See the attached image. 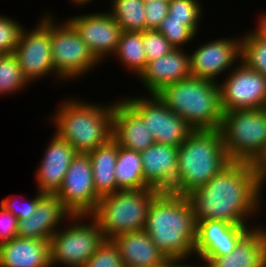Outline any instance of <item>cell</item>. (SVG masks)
Listing matches in <instances>:
<instances>
[{
	"label": "cell",
	"instance_id": "cell-1",
	"mask_svg": "<svg viewBox=\"0 0 266 267\" xmlns=\"http://www.w3.org/2000/svg\"><path fill=\"white\" fill-rule=\"evenodd\" d=\"M196 222L248 224L261 209L260 177L251 162L231 161L205 185L186 196Z\"/></svg>",
	"mask_w": 266,
	"mask_h": 267
},
{
	"label": "cell",
	"instance_id": "cell-2",
	"mask_svg": "<svg viewBox=\"0 0 266 267\" xmlns=\"http://www.w3.org/2000/svg\"><path fill=\"white\" fill-rule=\"evenodd\" d=\"M196 228L197 222L188 198L161 192L152 201L144 231L166 259L188 262L190 257L195 259Z\"/></svg>",
	"mask_w": 266,
	"mask_h": 267
},
{
	"label": "cell",
	"instance_id": "cell-3",
	"mask_svg": "<svg viewBox=\"0 0 266 267\" xmlns=\"http://www.w3.org/2000/svg\"><path fill=\"white\" fill-rule=\"evenodd\" d=\"M63 101L50 120L55 133L77 153H88L112 138L114 102Z\"/></svg>",
	"mask_w": 266,
	"mask_h": 267
},
{
	"label": "cell",
	"instance_id": "cell-4",
	"mask_svg": "<svg viewBox=\"0 0 266 267\" xmlns=\"http://www.w3.org/2000/svg\"><path fill=\"white\" fill-rule=\"evenodd\" d=\"M230 162L219 129L193 130L178 147L176 182L171 193L187 196Z\"/></svg>",
	"mask_w": 266,
	"mask_h": 267
},
{
	"label": "cell",
	"instance_id": "cell-5",
	"mask_svg": "<svg viewBox=\"0 0 266 267\" xmlns=\"http://www.w3.org/2000/svg\"><path fill=\"white\" fill-rule=\"evenodd\" d=\"M157 96L193 130H213L221 126L220 88L212 80L190 76L166 86Z\"/></svg>",
	"mask_w": 266,
	"mask_h": 267
},
{
	"label": "cell",
	"instance_id": "cell-6",
	"mask_svg": "<svg viewBox=\"0 0 266 267\" xmlns=\"http://www.w3.org/2000/svg\"><path fill=\"white\" fill-rule=\"evenodd\" d=\"M160 193L153 188L119 190L101 197L91 216L98 222L104 239L144 230L152 201Z\"/></svg>",
	"mask_w": 266,
	"mask_h": 267
},
{
	"label": "cell",
	"instance_id": "cell-7",
	"mask_svg": "<svg viewBox=\"0 0 266 267\" xmlns=\"http://www.w3.org/2000/svg\"><path fill=\"white\" fill-rule=\"evenodd\" d=\"M69 221L49 240L51 267H83L104 241L99 224L91 215H73Z\"/></svg>",
	"mask_w": 266,
	"mask_h": 267
},
{
	"label": "cell",
	"instance_id": "cell-8",
	"mask_svg": "<svg viewBox=\"0 0 266 267\" xmlns=\"http://www.w3.org/2000/svg\"><path fill=\"white\" fill-rule=\"evenodd\" d=\"M219 130L231 161L252 162L266 144V109L224 112Z\"/></svg>",
	"mask_w": 266,
	"mask_h": 267
},
{
	"label": "cell",
	"instance_id": "cell-9",
	"mask_svg": "<svg viewBox=\"0 0 266 267\" xmlns=\"http://www.w3.org/2000/svg\"><path fill=\"white\" fill-rule=\"evenodd\" d=\"M55 20L53 14H49L55 79H59V82L79 79V77L87 75L92 69L94 70L96 66H100L101 62L79 37L73 26L67 20L61 24Z\"/></svg>",
	"mask_w": 266,
	"mask_h": 267
},
{
	"label": "cell",
	"instance_id": "cell-10",
	"mask_svg": "<svg viewBox=\"0 0 266 267\" xmlns=\"http://www.w3.org/2000/svg\"><path fill=\"white\" fill-rule=\"evenodd\" d=\"M131 96L122 99L143 119L156 143L179 147L193 131L157 94Z\"/></svg>",
	"mask_w": 266,
	"mask_h": 267
},
{
	"label": "cell",
	"instance_id": "cell-11",
	"mask_svg": "<svg viewBox=\"0 0 266 267\" xmlns=\"http://www.w3.org/2000/svg\"><path fill=\"white\" fill-rule=\"evenodd\" d=\"M45 14V16H44ZM33 29L23 28L14 55L28 83L50 76L55 78L51 53L49 13H44ZM48 75V76H47Z\"/></svg>",
	"mask_w": 266,
	"mask_h": 267
},
{
	"label": "cell",
	"instance_id": "cell-12",
	"mask_svg": "<svg viewBox=\"0 0 266 267\" xmlns=\"http://www.w3.org/2000/svg\"><path fill=\"white\" fill-rule=\"evenodd\" d=\"M218 82L223 113L231 110L265 108L266 76L242 61Z\"/></svg>",
	"mask_w": 266,
	"mask_h": 267
},
{
	"label": "cell",
	"instance_id": "cell-13",
	"mask_svg": "<svg viewBox=\"0 0 266 267\" xmlns=\"http://www.w3.org/2000/svg\"><path fill=\"white\" fill-rule=\"evenodd\" d=\"M72 215H92L100 197L95 192L93 169L88 153L72 159L61 188L55 194Z\"/></svg>",
	"mask_w": 266,
	"mask_h": 267
},
{
	"label": "cell",
	"instance_id": "cell-14",
	"mask_svg": "<svg viewBox=\"0 0 266 267\" xmlns=\"http://www.w3.org/2000/svg\"><path fill=\"white\" fill-rule=\"evenodd\" d=\"M229 37L210 39L192 51L190 54L192 76L218 83L221 73L226 75L225 72L229 73L230 69L241 61V35L238 38Z\"/></svg>",
	"mask_w": 266,
	"mask_h": 267
},
{
	"label": "cell",
	"instance_id": "cell-15",
	"mask_svg": "<svg viewBox=\"0 0 266 267\" xmlns=\"http://www.w3.org/2000/svg\"><path fill=\"white\" fill-rule=\"evenodd\" d=\"M72 16L67 21L73 26L95 57L100 62L105 61L104 59L109 56L113 57L118 48L122 29L111 14L108 11H101Z\"/></svg>",
	"mask_w": 266,
	"mask_h": 267
},
{
	"label": "cell",
	"instance_id": "cell-16",
	"mask_svg": "<svg viewBox=\"0 0 266 267\" xmlns=\"http://www.w3.org/2000/svg\"><path fill=\"white\" fill-rule=\"evenodd\" d=\"M255 224H230L217 220L197 222L195 256H225Z\"/></svg>",
	"mask_w": 266,
	"mask_h": 267
},
{
	"label": "cell",
	"instance_id": "cell-17",
	"mask_svg": "<svg viewBox=\"0 0 266 267\" xmlns=\"http://www.w3.org/2000/svg\"><path fill=\"white\" fill-rule=\"evenodd\" d=\"M192 76L190 53L173 48L168 54L147 63L136 77L147 94H157L166 86Z\"/></svg>",
	"mask_w": 266,
	"mask_h": 267
},
{
	"label": "cell",
	"instance_id": "cell-18",
	"mask_svg": "<svg viewBox=\"0 0 266 267\" xmlns=\"http://www.w3.org/2000/svg\"><path fill=\"white\" fill-rule=\"evenodd\" d=\"M52 136L35 172L37 190L44 194L58 192L72 159L77 154L72 146L56 133Z\"/></svg>",
	"mask_w": 266,
	"mask_h": 267
},
{
	"label": "cell",
	"instance_id": "cell-19",
	"mask_svg": "<svg viewBox=\"0 0 266 267\" xmlns=\"http://www.w3.org/2000/svg\"><path fill=\"white\" fill-rule=\"evenodd\" d=\"M72 216L55 194H45L31 216L18 220L17 237L49 241Z\"/></svg>",
	"mask_w": 266,
	"mask_h": 267
},
{
	"label": "cell",
	"instance_id": "cell-20",
	"mask_svg": "<svg viewBox=\"0 0 266 267\" xmlns=\"http://www.w3.org/2000/svg\"><path fill=\"white\" fill-rule=\"evenodd\" d=\"M261 225L252 227L228 255L198 256L197 259L201 260L200 265L203 263L198 267H264L266 227L263 228Z\"/></svg>",
	"mask_w": 266,
	"mask_h": 267
},
{
	"label": "cell",
	"instance_id": "cell-21",
	"mask_svg": "<svg viewBox=\"0 0 266 267\" xmlns=\"http://www.w3.org/2000/svg\"><path fill=\"white\" fill-rule=\"evenodd\" d=\"M140 154L144 181L153 189L171 192L176 182L178 147L155 142Z\"/></svg>",
	"mask_w": 266,
	"mask_h": 267
},
{
	"label": "cell",
	"instance_id": "cell-22",
	"mask_svg": "<svg viewBox=\"0 0 266 267\" xmlns=\"http://www.w3.org/2000/svg\"><path fill=\"white\" fill-rule=\"evenodd\" d=\"M112 138L119 146L138 152L155 143L143 119L123 99L114 101Z\"/></svg>",
	"mask_w": 266,
	"mask_h": 267
},
{
	"label": "cell",
	"instance_id": "cell-23",
	"mask_svg": "<svg viewBox=\"0 0 266 267\" xmlns=\"http://www.w3.org/2000/svg\"><path fill=\"white\" fill-rule=\"evenodd\" d=\"M0 267H51L49 241L15 237L1 244Z\"/></svg>",
	"mask_w": 266,
	"mask_h": 267
},
{
	"label": "cell",
	"instance_id": "cell-24",
	"mask_svg": "<svg viewBox=\"0 0 266 267\" xmlns=\"http://www.w3.org/2000/svg\"><path fill=\"white\" fill-rule=\"evenodd\" d=\"M111 240L125 267H153L166 260L144 230L117 235Z\"/></svg>",
	"mask_w": 266,
	"mask_h": 267
},
{
	"label": "cell",
	"instance_id": "cell-25",
	"mask_svg": "<svg viewBox=\"0 0 266 267\" xmlns=\"http://www.w3.org/2000/svg\"><path fill=\"white\" fill-rule=\"evenodd\" d=\"M93 169V182L96 194L101 198L117 191L115 166L118 156V143L111 138L107 143L88 152Z\"/></svg>",
	"mask_w": 266,
	"mask_h": 267
},
{
	"label": "cell",
	"instance_id": "cell-26",
	"mask_svg": "<svg viewBox=\"0 0 266 267\" xmlns=\"http://www.w3.org/2000/svg\"><path fill=\"white\" fill-rule=\"evenodd\" d=\"M114 173L117 191L151 188L144 181L140 152L119 146V144Z\"/></svg>",
	"mask_w": 266,
	"mask_h": 267
},
{
	"label": "cell",
	"instance_id": "cell-27",
	"mask_svg": "<svg viewBox=\"0 0 266 267\" xmlns=\"http://www.w3.org/2000/svg\"><path fill=\"white\" fill-rule=\"evenodd\" d=\"M114 56L125 69L138 77L147 65L142 32L122 31Z\"/></svg>",
	"mask_w": 266,
	"mask_h": 267
},
{
	"label": "cell",
	"instance_id": "cell-28",
	"mask_svg": "<svg viewBox=\"0 0 266 267\" xmlns=\"http://www.w3.org/2000/svg\"><path fill=\"white\" fill-rule=\"evenodd\" d=\"M240 58L247 67L266 76V31L258 23L241 36Z\"/></svg>",
	"mask_w": 266,
	"mask_h": 267
},
{
	"label": "cell",
	"instance_id": "cell-29",
	"mask_svg": "<svg viewBox=\"0 0 266 267\" xmlns=\"http://www.w3.org/2000/svg\"><path fill=\"white\" fill-rule=\"evenodd\" d=\"M145 2L143 0H111L108 12L121 26L122 31L146 30Z\"/></svg>",
	"mask_w": 266,
	"mask_h": 267
},
{
	"label": "cell",
	"instance_id": "cell-30",
	"mask_svg": "<svg viewBox=\"0 0 266 267\" xmlns=\"http://www.w3.org/2000/svg\"><path fill=\"white\" fill-rule=\"evenodd\" d=\"M30 84L24 78L14 54L0 55V95L15 94Z\"/></svg>",
	"mask_w": 266,
	"mask_h": 267
},
{
	"label": "cell",
	"instance_id": "cell-31",
	"mask_svg": "<svg viewBox=\"0 0 266 267\" xmlns=\"http://www.w3.org/2000/svg\"><path fill=\"white\" fill-rule=\"evenodd\" d=\"M200 0H169L170 20L185 21V25L197 35L203 14Z\"/></svg>",
	"mask_w": 266,
	"mask_h": 267
},
{
	"label": "cell",
	"instance_id": "cell-32",
	"mask_svg": "<svg viewBox=\"0 0 266 267\" xmlns=\"http://www.w3.org/2000/svg\"><path fill=\"white\" fill-rule=\"evenodd\" d=\"M157 31L162 33L176 49H183L186 43L196 39V35L185 25V21L170 20L169 15L162 21Z\"/></svg>",
	"mask_w": 266,
	"mask_h": 267
},
{
	"label": "cell",
	"instance_id": "cell-33",
	"mask_svg": "<svg viewBox=\"0 0 266 267\" xmlns=\"http://www.w3.org/2000/svg\"><path fill=\"white\" fill-rule=\"evenodd\" d=\"M23 28L20 22L0 14V55L14 54Z\"/></svg>",
	"mask_w": 266,
	"mask_h": 267
},
{
	"label": "cell",
	"instance_id": "cell-34",
	"mask_svg": "<svg viewBox=\"0 0 266 267\" xmlns=\"http://www.w3.org/2000/svg\"><path fill=\"white\" fill-rule=\"evenodd\" d=\"M83 267H125L119 250L112 240L104 239Z\"/></svg>",
	"mask_w": 266,
	"mask_h": 267
},
{
	"label": "cell",
	"instance_id": "cell-35",
	"mask_svg": "<svg viewBox=\"0 0 266 267\" xmlns=\"http://www.w3.org/2000/svg\"><path fill=\"white\" fill-rule=\"evenodd\" d=\"M142 34L147 63L168 54L173 49L169 41L157 30L147 29L142 31Z\"/></svg>",
	"mask_w": 266,
	"mask_h": 267
},
{
	"label": "cell",
	"instance_id": "cell-36",
	"mask_svg": "<svg viewBox=\"0 0 266 267\" xmlns=\"http://www.w3.org/2000/svg\"><path fill=\"white\" fill-rule=\"evenodd\" d=\"M146 30H157L169 11V0H151L144 4Z\"/></svg>",
	"mask_w": 266,
	"mask_h": 267
},
{
	"label": "cell",
	"instance_id": "cell-37",
	"mask_svg": "<svg viewBox=\"0 0 266 267\" xmlns=\"http://www.w3.org/2000/svg\"><path fill=\"white\" fill-rule=\"evenodd\" d=\"M44 195V193L37 191V194L34 198L30 199L25 204L23 203L24 205L20 204V206L17 205L19 204L16 203L17 201L15 202L14 199L12 200L11 198L7 197L1 200L0 205L3 206L6 210H8L10 213H12L18 220L26 219L35 212L39 200Z\"/></svg>",
	"mask_w": 266,
	"mask_h": 267
},
{
	"label": "cell",
	"instance_id": "cell-38",
	"mask_svg": "<svg viewBox=\"0 0 266 267\" xmlns=\"http://www.w3.org/2000/svg\"><path fill=\"white\" fill-rule=\"evenodd\" d=\"M18 219L0 205V245L17 237Z\"/></svg>",
	"mask_w": 266,
	"mask_h": 267
},
{
	"label": "cell",
	"instance_id": "cell-39",
	"mask_svg": "<svg viewBox=\"0 0 266 267\" xmlns=\"http://www.w3.org/2000/svg\"><path fill=\"white\" fill-rule=\"evenodd\" d=\"M251 164L259 177L266 172V144L260 154L251 162Z\"/></svg>",
	"mask_w": 266,
	"mask_h": 267
},
{
	"label": "cell",
	"instance_id": "cell-40",
	"mask_svg": "<svg viewBox=\"0 0 266 267\" xmlns=\"http://www.w3.org/2000/svg\"><path fill=\"white\" fill-rule=\"evenodd\" d=\"M183 263V264H182ZM187 264L185 260L180 259H166L163 263L153 266V267H195V265Z\"/></svg>",
	"mask_w": 266,
	"mask_h": 267
},
{
	"label": "cell",
	"instance_id": "cell-41",
	"mask_svg": "<svg viewBox=\"0 0 266 267\" xmlns=\"http://www.w3.org/2000/svg\"><path fill=\"white\" fill-rule=\"evenodd\" d=\"M258 17V24L266 31V13L262 12L260 16L258 15Z\"/></svg>",
	"mask_w": 266,
	"mask_h": 267
},
{
	"label": "cell",
	"instance_id": "cell-42",
	"mask_svg": "<svg viewBox=\"0 0 266 267\" xmlns=\"http://www.w3.org/2000/svg\"><path fill=\"white\" fill-rule=\"evenodd\" d=\"M71 3H73V5H78L80 7H82L83 5L85 6L86 4L89 5L90 2H92L93 0H69Z\"/></svg>",
	"mask_w": 266,
	"mask_h": 267
},
{
	"label": "cell",
	"instance_id": "cell-43",
	"mask_svg": "<svg viewBox=\"0 0 266 267\" xmlns=\"http://www.w3.org/2000/svg\"><path fill=\"white\" fill-rule=\"evenodd\" d=\"M266 184V172L260 177V196H262L263 193V188Z\"/></svg>",
	"mask_w": 266,
	"mask_h": 267
},
{
	"label": "cell",
	"instance_id": "cell-44",
	"mask_svg": "<svg viewBox=\"0 0 266 267\" xmlns=\"http://www.w3.org/2000/svg\"><path fill=\"white\" fill-rule=\"evenodd\" d=\"M264 267H266V257H265V261H264Z\"/></svg>",
	"mask_w": 266,
	"mask_h": 267
}]
</instances>
